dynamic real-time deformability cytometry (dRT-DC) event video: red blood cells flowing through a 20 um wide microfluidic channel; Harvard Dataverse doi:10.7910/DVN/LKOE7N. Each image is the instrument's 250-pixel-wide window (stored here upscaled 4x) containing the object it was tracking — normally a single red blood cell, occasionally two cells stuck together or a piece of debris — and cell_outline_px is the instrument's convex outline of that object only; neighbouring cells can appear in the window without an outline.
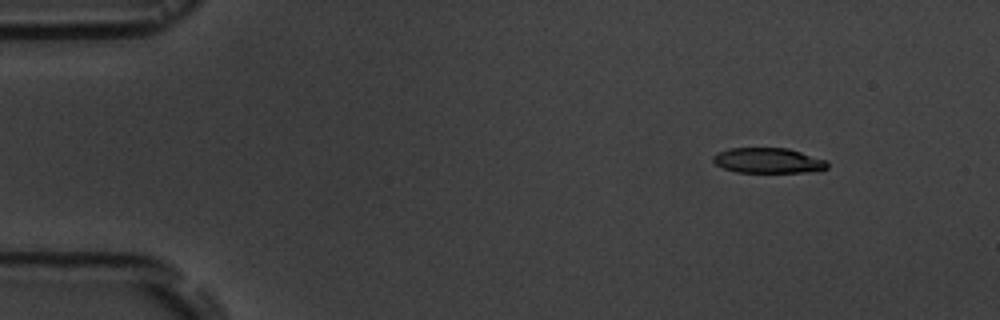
{"species": "common noctule bat (a hibernating species)", "species_latin": "Nyctalus noctula", "temperature_condition": "room temperature", "stored_images_in_passage": 5, "camera_frame_rate_fps": 3000, "um_per_image_px": 0.085, "animal": {"sex": "male", "body_mass_g": 19.5, "forearm_length_mm": 54.6}, "frame": {"image": 1, "passage_image": 2, "time_ms": 2.0, "image_size_px": [1000, 320], "cell_outline_px": [[828, 168], [820, 172], [736, 172], [724, 168], [716, 164], [712, 160], [712, 156], [716, 152], [728, 148], [788, 148], [828, 160]], "centroid_in_image_um": [65.33, 13.65], "position_along_channel_um": 19.7, "area_um2": 17.11}}
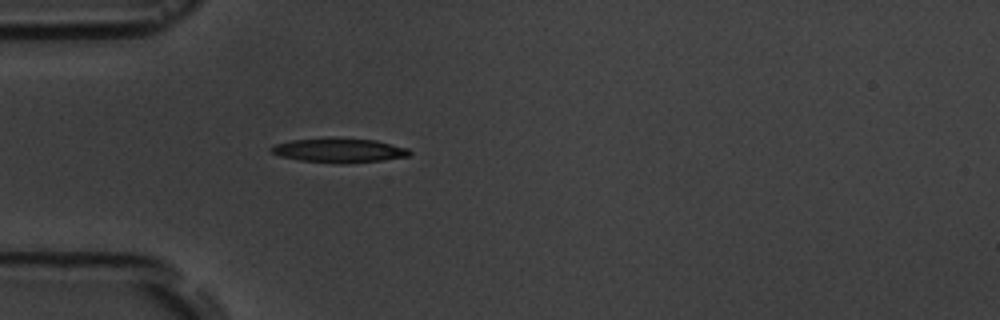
{"frame": {"image": 2, "passage_image": 5, "time_ms": 5.333, "image_size_px": [1000, 320], "cell_outline_px": [[412, 152], [408, 156], [384, 160], [344, 164], [340, 164], [300, 160], [280, 156], [272, 152], [268, 148], [276, 144], [292, 140], [328, 136], [340, 136], [376, 140], [408, 148]], "centroid_in_image_um": [28.83, 12.75], "position_along_channel_um": 56.2, "area_um2": 20.23}}